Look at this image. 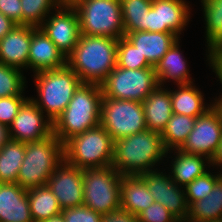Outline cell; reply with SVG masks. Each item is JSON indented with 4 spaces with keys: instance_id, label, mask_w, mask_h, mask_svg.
I'll return each instance as SVG.
<instances>
[{
    "instance_id": "38",
    "label": "cell",
    "mask_w": 222,
    "mask_h": 222,
    "mask_svg": "<svg viewBox=\"0 0 222 222\" xmlns=\"http://www.w3.org/2000/svg\"><path fill=\"white\" fill-rule=\"evenodd\" d=\"M61 214L65 222H101L102 215L84 205L65 208Z\"/></svg>"
},
{
    "instance_id": "18",
    "label": "cell",
    "mask_w": 222,
    "mask_h": 222,
    "mask_svg": "<svg viewBox=\"0 0 222 222\" xmlns=\"http://www.w3.org/2000/svg\"><path fill=\"white\" fill-rule=\"evenodd\" d=\"M64 66H66V57L63 53L39 27L32 26L28 67L36 73Z\"/></svg>"
},
{
    "instance_id": "5",
    "label": "cell",
    "mask_w": 222,
    "mask_h": 222,
    "mask_svg": "<svg viewBox=\"0 0 222 222\" xmlns=\"http://www.w3.org/2000/svg\"><path fill=\"white\" fill-rule=\"evenodd\" d=\"M63 160L64 145L53 133L42 140L25 143L17 183L26 189L45 186Z\"/></svg>"
},
{
    "instance_id": "35",
    "label": "cell",
    "mask_w": 222,
    "mask_h": 222,
    "mask_svg": "<svg viewBox=\"0 0 222 222\" xmlns=\"http://www.w3.org/2000/svg\"><path fill=\"white\" fill-rule=\"evenodd\" d=\"M222 177L221 172L217 175L211 174L207 171L200 177H197L191 183H188L185 188L186 201L188 206L193 202L205 198L210 195L215 183Z\"/></svg>"
},
{
    "instance_id": "43",
    "label": "cell",
    "mask_w": 222,
    "mask_h": 222,
    "mask_svg": "<svg viewBox=\"0 0 222 222\" xmlns=\"http://www.w3.org/2000/svg\"><path fill=\"white\" fill-rule=\"evenodd\" d=\"M210 165H217V166H221L222 167V136L219 142V146L216 149L213 157L210 160ZM222 173V172H221Z\"/></svg>"
},
{
    "instance_id": "2",
    "label": "cell",
    "mask_w": 222,
    "mask_h": 222,
    "mask_svg": "<svg viewBox=\"0 0 222 222\" xmlns=\"http://www.w3.org/2000/svg\"><path fill=\"white\" fill-rule=\"evenodd\" d=\"M161 133L145 130L114 141L112 166L121 175H138L153 170L167 156Z\"/></svg>"
},
{
    "instance_id": "30",
    "label": "cell",
    "mask_w": 222,
    "mask_h": 222,
    "mask_svg": "<svg viewBox=\"0 0 222 222\" xmlns=\"http://www.w3.org/2000/svg\"><path fill=\"white\" fill-rule=\"evenodd\" d=\"M196 118L182 114H172L161 133L163 144L167 151L180 149L193 130Z\"/></svg>"
},
{
    "instance_id": "19",
    "label": "cell",
    "mask_w": 222,
    "mask_h": 222,
    "mask_svg": "<svg viewBox=\"0 0 222 222\" xmlns=\"http://www.w3.org/2000/svg\"><path fill=\"white\" fill-rule=\"evenodd\" d=\"M0 222H33L27 189L18 183H0Z\"/></svg>"
},
{
    "instance_id": "29",
    "label": "cell",
    "mask_w": 222,
    "mask_h": 222,
    "mask_svg": "<svg viewBox=\"0 0 222 222\" xmlns=\"http://www.w3.org/2000/svg\"><path fill=\"white\" fill-rule=\"evenodd\" d=\"M25 156V143L10 140L0 148V183H17Z\"/></svg>"
},
{
    "instance_id": "27",
    "label": "cell",
    "mask_w": 222,
    "mask_h": 222,
    "mask_svg": "<svg viewBox=\"0 0 222 222\" xmlns=\"http://www.w3.org/2000/svg\"><path fill=\"white\" fill-rule=\"evenodd\" d=\"M33 222H41L62 212L56 196L47 185L27 189Z\"/></svg>"
},
{
    "instance_id": "24",
    "label": "cell",
    "mask_w": 222,
    "mask_h": 222,
    "mask_svg": "<svg viewBox=\"0 0 222 222\" xmlns=\"http://www.w3.org/2000/svg\"><path fill=\"white\" fill-rule=\"evenodd\" d=\"M174 150L177 152H174L176 156L171 165L173 174L171 173L172 176L170 175V177L175 184L185 187L188 183L207 172L206 166L210 164V160L207 157L187 153L180 149ZM205 161H207V165Z\"/></svg>"
},
{
    "instance_id": "31",
    "label": "cell",
    "mask_w": 222,
    "mask_h": 222,
    "mask_svg": "<svg viewBox=\"0 0 222 222\" xmlns=\"http://www.w3.org/2000/svg\"><path fill=\"white\" fill-rule=\"evenodd\" d=\"M125 35L134 31H145L147 13L152 0H120Z\"/></svg>"
},
{
    "instance_id": "16",
    "label": "cell",
    "mask_w": 222,
    "mask_h": 222,
    "mask_svg": "<svg viewBox=\"0 0 222 222\" xmlns=\"http://www.w3.org/2000/svg\"><path fill=\"white\" fill-rule=\"evenodd\" d=\"M46 185L56 196L62 210L84 204L82 169L65 160L53 171Z\"/></svg>"
},
{
    "instance_id": "1",
    "label": "cell",
    "mask_w": 222,
    "mask_h": 222,
    "mask_svg": "<svg viewBox=\"0 0 222 222\" xmlns=\"http://www.w3.org/2000/svg\"><path fill=\"white\" fill-rule=\"evenodd\" d=\"M118 39L81 34L72 52L66 57L82 83L101 84L116 67Z\"/></svg>"
},
{
    "instance_id": "3",
    "label": "cell",
    "mask_w": 222,
    "mask_h": 222,
    "mask_svg": "<svg viewBox=\"0 0 222 222\" xmlns=\"http://www.w3.org/2000/svg\"><path fill=\"white\" fill-rule=\"evenodd\" d=\"M102 97L99 84L82 83L53 122V134L64 144L71 137L100 125Z\"/></svg>"
},
{
    "instance_id": "39",
    "label": "cell",
    "mask_w": 222,
    "mask_h": 222,
    "mask_svg": "<svg viewBox=\"0 0 222 222\" xmlns=\"http://www.w3.org/2000/svg\"><path fill=\"white\" fill-rule=\"evenodd\" d=\"M0 12L17 25H22L21 0H0Z\"/></svg>"
},
{
    "instance_id": "15",
    "label": "cell",
    "mask_w": 222,
    "mask_h": 222,
    "mask_svg": "<svg viewBox=\"0 0 222 222\" xmlns=\"http://www.w3.org/2000/svg\"><path fill=\"white\" fill-rule=\"evenodd\" d=\"M189 10L185 0H152L145 31L171 32L180 37L181 31L190 20Z\"/></svg>"
},
{
    "instance_id": "42",
    "label": "cell",
    "mask_w": 222,
    "mask_h": 222,
    "mask_svg": "<svg viewBox=\"0 0 222 222\" xmlns=\"http://www.w3.org/2000/svg\"><path fill=\"white\" fill-rule=\"evenodd\" d=\"M17 24L0 12V40L9 33Z\"/></svg>"
},
{
    "instance_id": "46",
    "label": "cell",
    "mask_w": 222,
    "mask_h": 222,
    "mask_svg": "<svg viewBox=\"0 0 222 222\" xmlns=\"http://www.w3.org/2000/svg\"><path fill=\"white\" fill-rule=\"evenodd\" d=\"M41 222H65V220L63 215L60 213L58 215L52 216L50 219H46Z\"/></svg>"
},
{
    "instance_id": "20",
    "label": "cell",
    "mask_w": 222,
    "mask_h": 222,
    "mask_svg": "<svg viewBox=\"0 0 222 222\" xmlns=\"http://www.w3.org/2000/svg\"><path fill=\"white\" fill-rule=\"evenodd\" d=\"M125 38L155 67L180 37L171 32L134 31L127 33Z\"/></svg>"
},
{
    "instance_id": "14",
    "label": "cell",
    "mask_w": 222,
    "mask_h": 222,
    "mask_svg": "<svg viewBox=\"0 0 222 222\" xmlns=\"http://www.w3.org/2000/svg\"><path fill=\"white\" fill-rule=\"evenodd\" d=\"M44 113L28 98L9 125L11 140L28 143L49 137L53 133V122Z\"/></svg>"
},
{
    "instance_id": "8",
    "label": "cell",
    "mask_w": 222,
    "mask_h": 222,
    "mask_svg": "<svg viewBox=\"0 0 222 222\" xmlns=\"http://www.w3.org/2000/svg\"><path fill=\"white\" fill-rule=\"evenodd\" d=\"M121 176L113 166L82 169L83 205L101 215L120 209Z\"/></svg>"
},
{
    "instance_id": "23",
    "label": "cell",
    "mask_w": 222,
    "mask_h": 222,
    "mask_svg": "<svg viewBox=\"0 0 222 222\" xmlns=\"http://www.w3.org/2000/svg\"><path fill=\"white\" fill-rule=\"evenodd\" d=\"M179 44L178 39L154 67L159 86L163 87L165 80L169 79L177 82V85L193 83Z\"/></svg>"
},
{
    "instance_id": "47",
    "label": "cell",
    "mask_w": 222,
    "mask_h": 222,
    "mask_svg": "<svg viewBox=\"0 0 222 222\" xmlns=\"http://www.w3.org/2000/svg\"><path fill=\"white\" fill-rule=\"evenodd\" d=\"M212 105L216 108L218 111L221 121H222V103H217L216 101L212 103Z\"/></svg>"
},
{
    "instance_id": "13",
    "label": "cell",
    "mask_w": 222,
    "mask_h": 222,
    "mask_svg": "<svg viewBox=\"0 0 222 222\" xmlns=\"http://www.w3.org/2000/svg\"><path fill=\"white\" fill-rule=\"evenodd\" d=\"M140 176L144 179L155 202L163 205L180 222H186L189 206L186 201L185 188L175 184L169 174L165 175L156 170Z\"/></svg>"
},
{
    "instance_id": "33",
    "label": "cell",
    "mask_w": 222,
    "mask_h": 222,
    "mask_svg": "<svg viewBox=\"0 0 222 222\" xmlns=\"http://www.w3.org/2000/svg\"><path fill=\"white\" fill-rule=\"evenodd\" d=\"M116 66L133 70L154 68L125 37L118 39Z\"/></svg>"
},
{
    "instance_id": "37",
    "label": "cell",
    "mask_w": 222,
    "mask_h": 222,
    "mask_svg": "<svg viewBox=\"0 0 222 222\" xmlns=\"http://www.w3.org/2000/svg\"><path fill=\"white\" fill-rule=\"evenodd\" d=\"M28 99L24 96H9L0 98V123L9 126L16 117L22 104Z\"/></svg>"
},
{
    "instance_id": "6",
    "label": "cell",
    "mask_w": 222,
    "mask_h": 222,
    "mask_svg": "<svg viewBox=\"0 0 222 222\" xmlns=\"http://www.w3.org/2000/svg\"><path fill=\"white\" fill-rule=\"evenodd\" d=\"M64 160L80 169L112 166L114 141L98 125L75 135L64 144Z\"/></svg>"
},
{
    "instance_id": "34",
    "label": "cell",
    "mask_w": 222,
    "mask_h": 222,
    "mask_svg": "<svg viewBox=\"0 0 222 222\" xmlns=\"http://www.w3.org/2000/svg\"><path fill=\"white\" fill-rule=\"evenodd\" d=\"M21 71L0 63V98L23 96L26 78Z\"/></svg>"
},
{
    "instance_id": "44",
    "label": "cell",
    "mask_w": 222,
    "mask_h": 222,
    "mask_svg": "<svg viewBox=\"0 0 222 222\" xmlns=\"http://www.w3.org/2000/svg\"><path fill=\"white\" fill-rule=\"evenodd\" d=\"M10 140L9 126L0 123V148H2Z\"/></svg>"
},
{
    "instance_id": "28",
    "label": "cell",
    "mask_w": 222,
    "mask_h": 222,
    "mask_svg": "<svg viewBox=\"0 0 222 222\" xmlns=\"http://www.w3.org/2000/svg\"><path fill=\"white\" fill-rule=\"evenodd\" d=\"M208 53L222 51V0H201Z\"/></svg>"
},
{
    "instance_id": "9",
    "label": "cell",
    "mask_w": 222,
    "mask_h": 222,
    "mask_svg": "<svg viewBox=\"0 0 222 222\" xmlns=\"http://www.w3.org/2000/svg\"><path fill=\"white\" fill-rule=\"evenodd\" d=\"M158 86L154 68L124 69L116 66L100 84L104 97L143 102Z\"/></svg>"
},
{
    "instance_id": "11",
    "label": "cell",
    "mask_w": 222,
    "mask_h": 222,
    "mask_svg": "<svg viewBox=\"0 0 222 222\" xmlns=\"http://www.w3.org/2000/svg\"><path fill=\"white\" fill-rule=\"evenodd\" d=\"M222 136V121L212 105L204 114L196 118L193 130L180 150L207 157H213Z\"/></svg>"
},
{
    "instance_id": "45",
    "label": "cell",
    "mask_w": 222,
    "mask_h": 222,
    "mask_svg": "<svg viewBox=\"0 0 222 222\" xmlns=\"http://www.w3.org/2000/svg\"><path fill=\"white\" fill-rule=\"evenodd\" d=\"M81 1L82 0H57V3L59 6L74 7L75 5H77Z\"/></svg>"
},
{
    "instance_id": "26",
    "label": "cell",
    "mask_w": 222,
    "mask_h": 222,
    "mask_svg": "<svg viewBox=\"0 0 222 222\" xmlns=\"http://www.w3.org/2000/svg\"><path fill=\"white\" fill-rule=\"evenodd\" d=\"M222 219V177L215 183L210 195L189 206L186 222H212Z\"/></svg>"
},
{
    "instance_id": "7",
    "label": "cell",
    "mask_w": 222,
    "mask_h": 222,
    "mask_svg": "<svg viewBox=\"0 0 222 222\" xmlns=\"http://www.w3.org/2000/svg\"><path fill=\"white\" fill-rule=\"evenodd\" d=\"M74 9L81 34L116 39L125 37L120 0H82Z\"/></svg>"
},
{
    "instance_id": "21",
    "label": "cell",
    "mask_w": 222,
    "mask_h": 222,
    "mask_svg": "<svg viewBox=\"0 0 222 222\" xmlns=\"http://www.w3.org/2000/svg\"><path fill=\"white\" fill-rule=\"evenodd\" d=\"M155 200L141 176L122 175L120 180V208L137 216Z\"/></svg>"
},
{
    "instance_id": "22",
    "label": "cell",
    "mask_w": 222,
    "mask_h": 222,
    "mask_svg": "<svg viewBox=\"0 0 222 222\" xmlns=\"http://www.w3.org/2000/svg\"><path fill=\"white\" fill-rule=\"evenodd\" d=\"M142 105L147 130L162 133L173 114L170 91L158 85Z\"/></svg>"
},
{
    "instance_id": "41",
    "label": "cell",
    "mask_w": 222,
    "mask_h": 222,
    "mask_svg": "<svg viewBox=\"0 0 222 222\" xmlns=\"http://www.w3.org/2000/svg\"><path fill=\"white\" fill-rule=\"evenodd\" d=\"M208 61L210 67H213V72L216 73L217 77L220 80V83L222 84V51L218 52H212L208 56ZM217 103H222V95L219 98L214 99Z\"/></svg>"
},
{
    "instance_id": "12",
    "label": "cell",
    "mask_w": 222,
    "mask_h": 222,
    "mask_svg": "<svg viewBox=\"0 0 222 222\" xmlns=\"http://www.w3.org/2000/svg\"><path fill=\"white\" fill-rule=\"evenodd\" d=\"M57 9V10H56ZM55 14H49L39 28L55 43L56 47L67 57L77 45L80 38V25L74 7L58 6Z\"/></svg>"
},
{
    "instance_id": "40",
    "label": "cell",
    "mask_w": 222,
    "mask_h": 222,
    "mask_svg": "<svg viewBox=\"0 0 222 222\" xmlns=\"http://www.w3.org/2000/svg\"><path fill=\"white\" fill-rule=\"evenodd\" d=\"M101 222H138L137 216L123 210L118 209L116 211L110 212L107 215H102Z\"/></svg>"
},
{
    "instance_id": "36",
    "label": "cell",
    "mask_w": 222,
    "mask_h": 222,
    "mask_svg": "<svg viewBox=\"0 0 222 222\" xmlns=\"http://www.w3.org/2000/svg\"><path fill=\"white\" fill-rule=\"evenodd\" d=\"M138 222H180L160 203L154 202L137 215Z\"/></svg>"
},
{
    "instance_id": "48",
    "label": "cell",
    "mask_w": 222,
    "mask_h": 222,
    "mask_svg": "<svg viewBox=\"0 0 222 222\" xmlns=\"http://www.w3.org/2000/svg\"><path fill=\"white\" fill-rule=\"evenodd\" d=\"M212 222H222V219H220V220H216V221H212Z\"/></svg>"
},
{
    "instance_id": "25",
    "label": "cell",
    "mask_w": 222,
    "mask_h": 222,
    "mask_svg": "<svg viewBox=\"0 0 222 222\" xmlns=\"http://www.w3.org/2000/svg\"><path fill=\"white\" fill-rule=\"evenodd\" d=\"M179 90H170L172 101V111L174 114L188 115L191 117H199L204 114L211 105H205L204 95L194 83L177 85Z\"/></svg>"
},
{
    "instance_id": "32",
    "label": "cell",
    "mask_w": 222,
    "mask_h": 222,
    "mask_svg": "<svg viewBox=\"0 0 222 222\" xmlns=\"http://www.w3.org/2000/svg\"><path fill=\"white\" fill-rule=\"evenodd\" d=\"M58 6L57 0H21L22 25L39 27Z\"/></svg>"
},
{
    "instance_id": "4",
    "label": "cell",
    "mask_w": 222,
    "mask_h": 222,
    "mask_svg": "<svg viewBox=\"0 0 222 222\" xmlns=\"http://www.w3.org/2000/svg\"><path fill=\"white\" fill-rule=\"evenodd\" d=\"M38 98H30L37 107L46 112L52 122L63 112L74 92L82 84L77 74L67 65L60 69L34 73Z\"/></svg>"
},
{
    "instance_id": "17",
    "label": "cell",
    "mask_w": 222,
    "mask_h": 222,
    "mask_svg": "<svg viewBox=\"0 0 222 222\" xmlns=\"http://www.w3.org/2000/svg\"><path fill=\"white\" fill-rule=\"evenodd\" d=\"M32 26L16 25L0 40V63L17 68H28Z\"/></svg>"
},
{
    "instance_id": "10",
    "label": "cell",
    "mask_w": 222,
    "mask_h": 222,
    "mask_svg": "<svg viewBox=\"0 0 222 222\" xmlns=\"http://www.w3.org/2000/svg\"><path fill=\"white\" fill-rule=\"evenodd\" d=\"M100 125L113 141L147 130L142 102L103 96Z\"/></svg>"
}]
</instances>
